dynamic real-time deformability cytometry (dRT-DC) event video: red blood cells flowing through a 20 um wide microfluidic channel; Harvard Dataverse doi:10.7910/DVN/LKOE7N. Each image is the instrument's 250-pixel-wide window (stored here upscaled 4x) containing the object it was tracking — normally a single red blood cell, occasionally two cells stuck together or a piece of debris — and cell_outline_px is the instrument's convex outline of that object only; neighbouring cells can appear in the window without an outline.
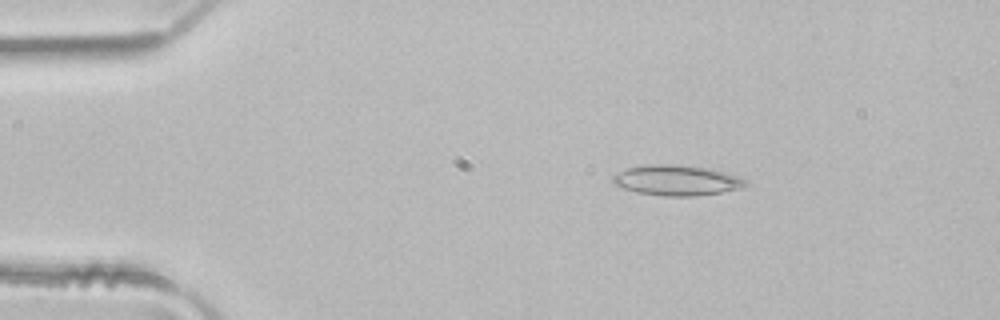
{"species": "common noctule bat (a hibernating species)", "species_latin": "Nyctalus noctula", "temperature_condition": "room temperature", "stored_images_in_passage": 4, "camera_frame_rate_fps": 3000, "um_per_image_px": 0.085, "animal": {"sex": "male", "body_mass_g": 21.5, "forearm_length_mm": 52.0}, "frame": {"image": 1, "passage_image": 2, "time_ms": 0.333, "image_size_px": [1000, 320], "cell_outline_px": [[748, 184], [740, 188], [724, 192], [696, 196], [664, 196], [636, 192], [624, 188], [616, 184], [612, 180], [612, 176], [628, 168], [648, 164], [680, 164], [708, 168], [740, 176], [748, 180]], "centroid_in_image_um": [57.58, 15.32], "position_along_channel_um": 27.4, "area_um2": 23.58}}
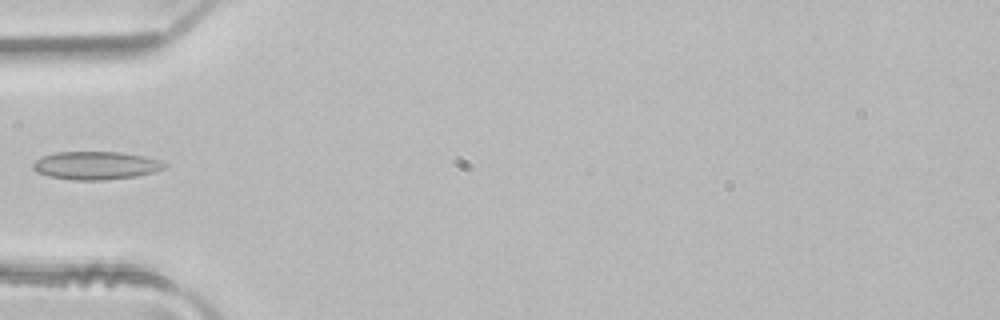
{"frame": {"image": 2, "passage_image": 4, "time_ms": 1.0, "image_size_px": [1000, 320], "cell_outline_px": [[168, 164], [164, 168], [152, 172], [136, 176], [104, 180], [72, 180], [48, 176], [36, 172], [32, 168], [32, 164], [36, 160], [44, 156], [56, 152], [120, 152], [144, 156], [160, 160]], "centroid_in_image_um": [8.13, 14.07], "position_along_channel_um": 76.9, "area_um2": 21.5}}